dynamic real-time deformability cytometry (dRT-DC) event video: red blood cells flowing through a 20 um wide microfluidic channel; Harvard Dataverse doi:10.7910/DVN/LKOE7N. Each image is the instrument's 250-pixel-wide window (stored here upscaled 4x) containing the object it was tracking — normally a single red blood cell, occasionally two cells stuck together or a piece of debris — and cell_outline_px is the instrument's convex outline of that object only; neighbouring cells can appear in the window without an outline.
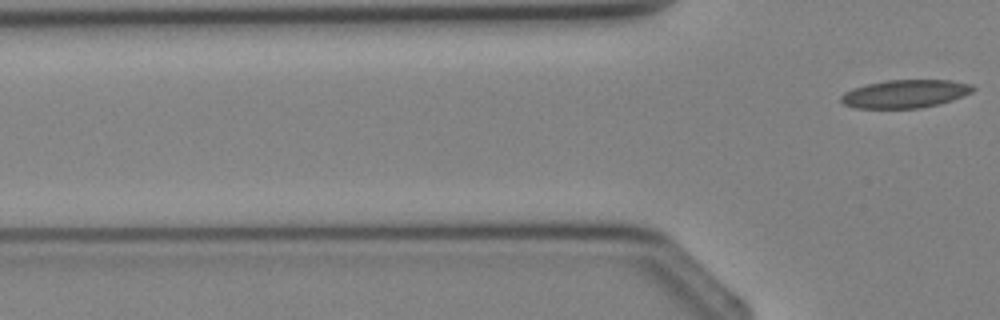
{"species": "Egyptian fruit bat (a non-hibernating species)", "species_latin": "Rousettus aegyptiacus", "temperature_condition": "cold", "stored_images_in_passage": 4, "camera_frame_rate_fps": 3000, "um_per_image_px": 0.085, "animal": {"sex": "female"}, "frame": {"image": 1, "passage_image": 4, "time_ms": 3.667, "image_size_px": [1000, 320], "cell_outline_px": [[976, 88], [972, 92], [952, 100], [940, 104], [920, 108], [856, 108], [844, 104], [840, 100], [840, 96], [844, 92], [852, 88], [868, 84], [888, 80], [948, 80], [972, 84]], "centroid_in_image_um": [76.94, 7.97], "position_along_channel_um": 48.9, "area_um2": 21.62}}